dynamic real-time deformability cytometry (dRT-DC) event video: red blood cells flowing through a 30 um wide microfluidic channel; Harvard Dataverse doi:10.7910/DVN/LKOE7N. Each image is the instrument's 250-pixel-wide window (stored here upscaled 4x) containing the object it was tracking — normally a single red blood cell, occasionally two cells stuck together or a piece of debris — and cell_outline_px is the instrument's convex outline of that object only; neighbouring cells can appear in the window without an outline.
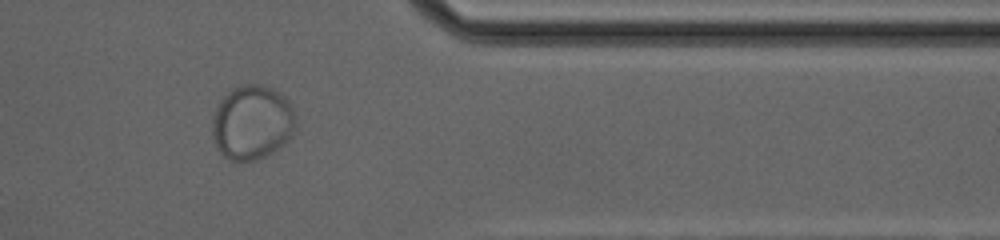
{"species": "common noctule bat (a hibernating species)", "species_latin": "Nyctalus noctula", "temperature_condition": "cold", "stored_images_in_passage": 39, "camera_frame_rate_fps": 3000, "um_per_image_px": 0.085, "animal": {"sex": "female", "body_mass_g": 20.0, "forearm_length_mm": 54.0}, "frame": {"image": 1, "passage_image": 34, "time_ms": 11.0, "image_size_px": [1000, 240], "cell_outline_px": [[292, 136], [284, 144], [272, 152], [256, 160], [232, 160], [224, 156], [216, 148], [212, 136], [212, 120], [216, 108], [220, 100], [224, 96], [236, 88], [244, 84], [260, 84], [272, 88], [284, 96], [292, 108]], "centroid_in_image_um": [21.38, 10.42], "position_along_channel_um": 390.0, "area_um2": 35.6}}